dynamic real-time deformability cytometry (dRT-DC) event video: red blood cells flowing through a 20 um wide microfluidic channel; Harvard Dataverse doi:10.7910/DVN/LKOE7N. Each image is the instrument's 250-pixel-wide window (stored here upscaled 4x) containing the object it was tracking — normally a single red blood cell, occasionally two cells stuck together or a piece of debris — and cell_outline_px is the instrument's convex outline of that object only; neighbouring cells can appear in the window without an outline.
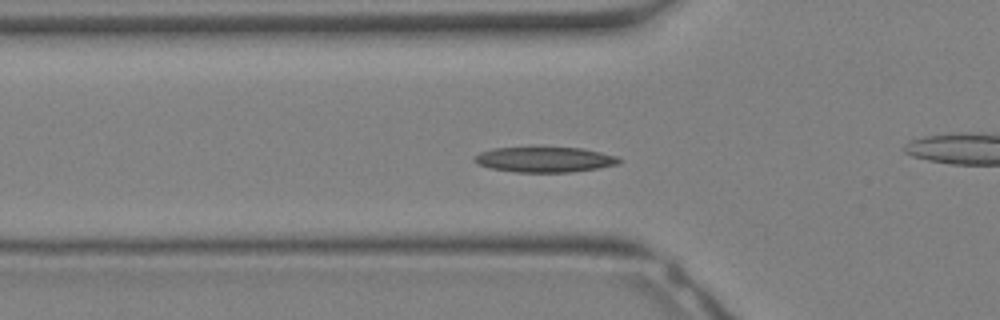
{"species": "Egyptian fruit bat (a non-hibernating species)", "species_latin": "Rousettus aegyptiacus", "temperature_condition": "warm", "stored_images_in_passage": 34, "camera_frame_rate_fps": 3000, "um_per_image_px": 0.085, "animal": {"sex": "female"}, "frame": {"image": 1, "passage_image": 12, "time_ms": 3.667, "image_size_px": [1000, 320], "cell_outline_px": [[624, 160], [620, 164], [600, 168], [572, 172], [516, 172], [492, 168], [480, 164], [472, 160], [472, 156], [480, 152], [492, 148], [532, 144], [584, 148], [616, 156]], "centroid_in_image_um": [46.29, 13.5], "position_along_channel_um": 79.5, "area_um2": 22.66}}
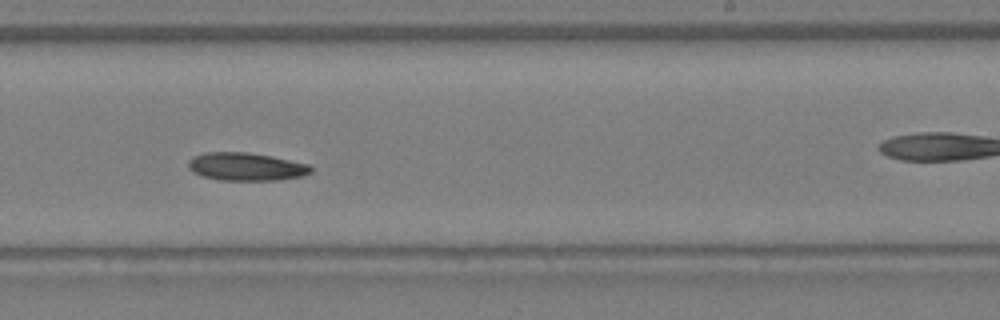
{"frame": {"image": 2, "passage_image": 21, "time_ms": 6.667, "image_size_px": [1000, 320], "cell_outline_px": [[312, 172], [304, 176], [280, 180], [220, 180], [204, 176], [192, 172], [188, 168], [188, 160], [192, 156], [204, 152], [248, 152], [272, 156], [312, 164]], "centroid_in_image_um": [20.95, 14.16], "position_along_channel_um": 268.1, "area_um2": 20.35}}
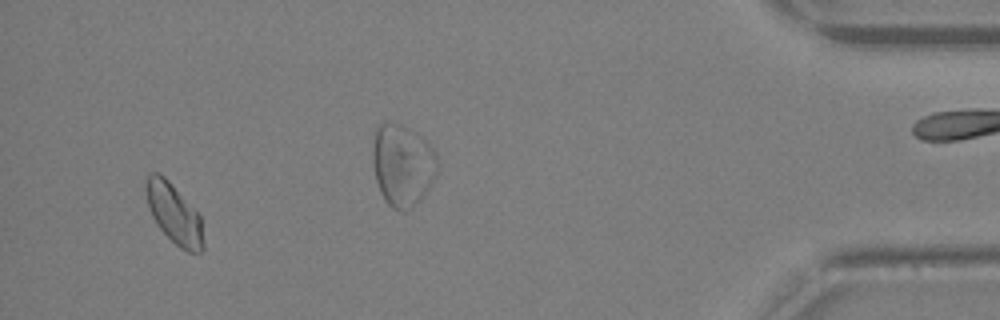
{"frame": {"image": 3, "passage_image": 32, "time_ms": 10.333, "image_size_px": [1000, 320], "cell_outline_px": [[204, 248], [200, 252], [188, 252], [180, 248], [156, 224], [152, 216], [148, 204], [144, 188], [144, 180], [152, 172], [156, 172], [164, 176], [168, 180], [200, 216], [204, 244]], "centroid_in_image_um": [14.77, 18.15], "position_along_channel_um": 420.4, "area_um2": 19.77}}